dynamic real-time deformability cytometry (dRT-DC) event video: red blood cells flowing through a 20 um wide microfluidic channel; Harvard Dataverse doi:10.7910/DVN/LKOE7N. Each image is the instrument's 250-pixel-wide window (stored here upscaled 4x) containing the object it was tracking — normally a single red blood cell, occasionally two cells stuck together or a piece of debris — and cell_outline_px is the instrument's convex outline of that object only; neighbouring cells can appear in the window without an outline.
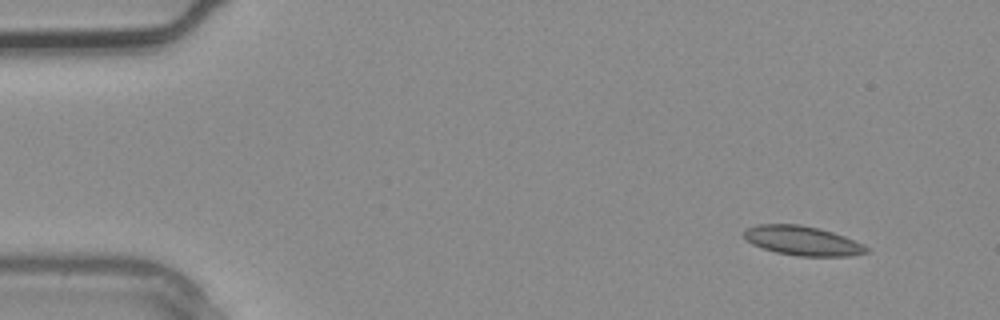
{"species": "common noctule bat (a hibernating species)", "species_latin": "Nyctalus noctula", "temperature_condition": "warm", "stored_images_in_passage": 4, "camera_frame_rate_fps": 3000, "um_per_image_px": 0.085, "animal": {"sex": "male", "body_mass_g": 20.4}, "frame": {"image": 1, "passage_image": 1, "time_ms": 0.0, "image_size_px": [1000, 320], "cell_outline_px": [[868, 252], [848, 256], [800, 256], [776, 252], [752, 244], [744, 236], [744, 228], [756, 224], [800, 224], [820, 228], [844, 236], [864, 244], [868, 248]], "centroid_in_image_um": [68.2, 20.45], "position_along_channel_um": 16.8, "area_um2": 20.92}}
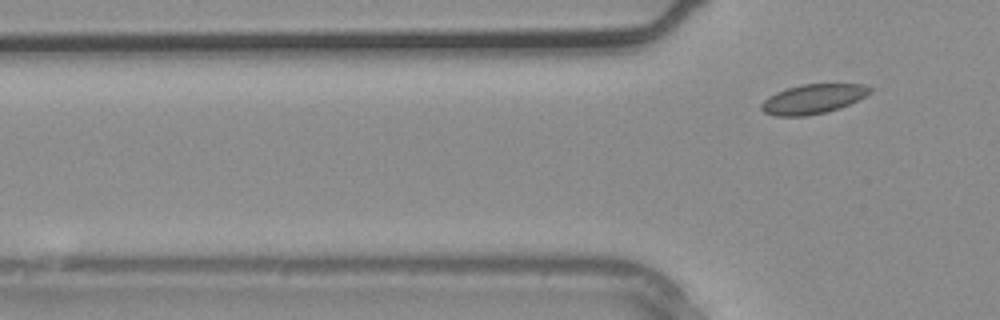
{"frame": {"image": 2, "passage_image": 4, "time_ms": 1.0, "image_size_px": [1000, 320], "cell_outline_px": [[872, 92], [840, 108], [828, 112], [808, 116], [776, 116], [764, 112], [760, 108], [760, 104], [768, 96], [776, 92], [788, 88], [804, 84], [864, 84], [872, 88]], "centroid_in_image_um": [69.09, 8.42], "position_along_channel_um": 56.7, "area_um2": 18.67}}